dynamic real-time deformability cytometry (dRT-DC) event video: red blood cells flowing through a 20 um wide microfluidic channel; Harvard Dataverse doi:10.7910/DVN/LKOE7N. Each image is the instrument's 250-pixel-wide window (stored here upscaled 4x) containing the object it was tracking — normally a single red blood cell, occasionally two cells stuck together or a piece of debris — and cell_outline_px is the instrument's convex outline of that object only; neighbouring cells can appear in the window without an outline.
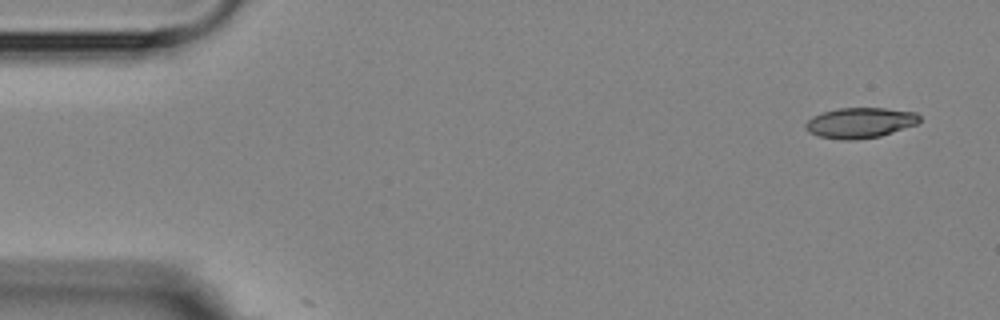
{"species": "Egyptian fruit bat (a non-hibernating species)", "species_latin": "Rousettus aegyptiacus", "temperature_condition": "room temperature", "stored_images_in_passage": 3, "camera_frame_rate_fps": 3000, "um_per_image_px": 0.085, "animal": {"sex": "female"}, "frame": {"image": 1, "passage_image": 1, "time_ms": 0.0, "image_size_px": [1000, 320], "cell_outline_px": [[920, 120], [916, 124], [880, 136], [856, 140], [840, 140], [820, 136], [808, 132], [804, 124], [812, 116], [836, 108], [884, 108], [916, 112], [920, 116]], "centroid_in_image_um": [73.09, 10.43], "position_along_channel_um": 11.9, "area_um2": 20.17}}